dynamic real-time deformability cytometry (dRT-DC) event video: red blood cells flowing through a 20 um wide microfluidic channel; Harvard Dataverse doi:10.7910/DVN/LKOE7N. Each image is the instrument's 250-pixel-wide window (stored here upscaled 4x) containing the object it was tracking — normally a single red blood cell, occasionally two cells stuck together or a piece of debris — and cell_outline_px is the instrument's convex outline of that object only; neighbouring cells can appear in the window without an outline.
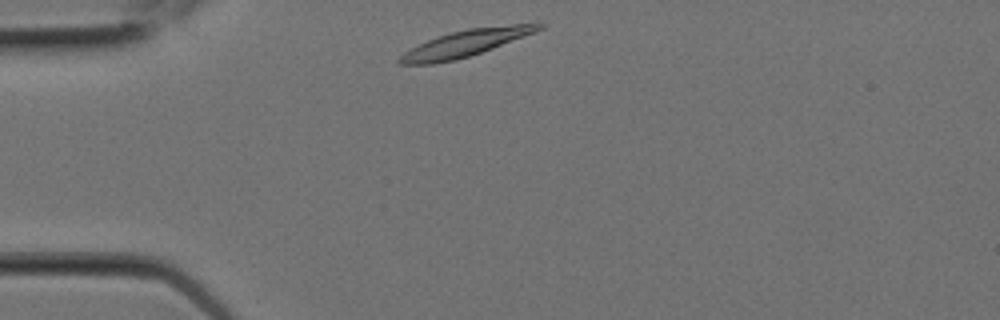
{"species": "Egyptian fruit bat (a non-hibernating species)", "species_latin": "Rousettus aegyptiacus", "temperature_condition": "room temperature", "stored_images_in_passage": 3, "camera_frame_rate_fps": 3000, "um_per_image_px": 0.085, "animal": {"sex": "female"}, "frame": {"image": 1, "passage_image": 1, "time_ms": 0.0, "image_size_px": [1000, 320], "cell_outline_px": [[544, 28], [524, 36], [492, 48], [456, 60], [432, 64], [396, 64], [396, 60], [404, 52], [436, 36], [468, 28], [512, 24], [544, 24]], "centroid_in_image_um": [39.51, 3.68], "position_along_channel_um": 45.5, "area_um2": 21.15}}
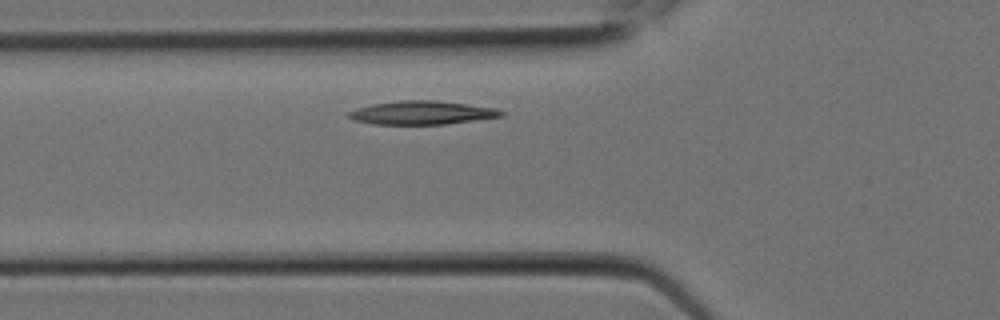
{"frame": {"image": 2, "passage_image": 3, "time_ms": 0.667, "image_size_px": [1000, 320], "cell_outline_px": [[504, 116], [444, 124], [376, 124], [352, 120], [348, 116], [348, 112], [356, 108], [372, 104], [396, 100], [436, 100], [496, 108], [504, 112]], "centroid_in_image_um": [35.84, 9.57], "position_along_channel_um": 90.0, "area_um2": 20.87}}